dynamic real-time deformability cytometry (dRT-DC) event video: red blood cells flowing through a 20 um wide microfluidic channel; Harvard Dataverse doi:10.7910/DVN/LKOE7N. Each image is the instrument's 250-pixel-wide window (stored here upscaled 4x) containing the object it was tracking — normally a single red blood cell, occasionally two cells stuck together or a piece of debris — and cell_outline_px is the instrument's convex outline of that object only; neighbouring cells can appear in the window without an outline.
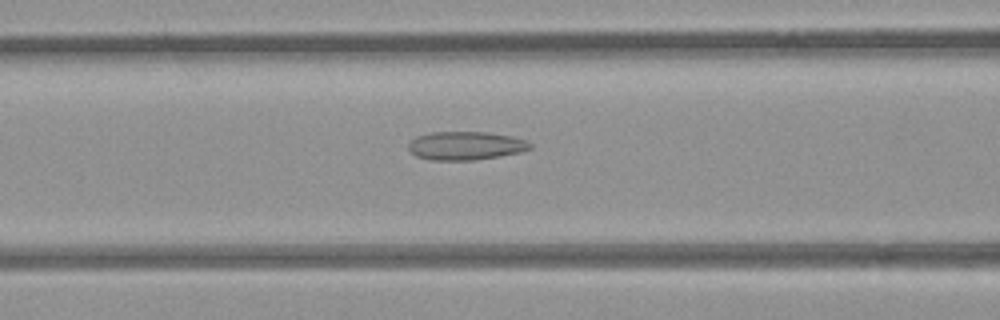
{"species": "common noctule bat (a hibernating species)", "species_latin": "Nyctalus noctula", "temperature_condition": "room temperature", "stored_images_in_passage": 28, "camera_frame_rate_fps": 3000, "um_per_image_px": 0.085, "animal": {"sex": "female", "body_mass_g": 21.9}, "frame": {"image": 1, "passage_image": 6, "time_ms": 1.667, "image_size_px": [1000, 320], "cell_outline_px": [[532, 148], [520, 152], [500, 156], [472, 160], [428, 160], [416, 156], [408, 148], [408, 144], [416, 136], [432, 132], [488, 132], [512, 136], [528, 140], [532, 144]], "centroid_in_image_um": [39.6, 12.38], "position_along_channel_um": 127.0, "area_um2": 20.29}}
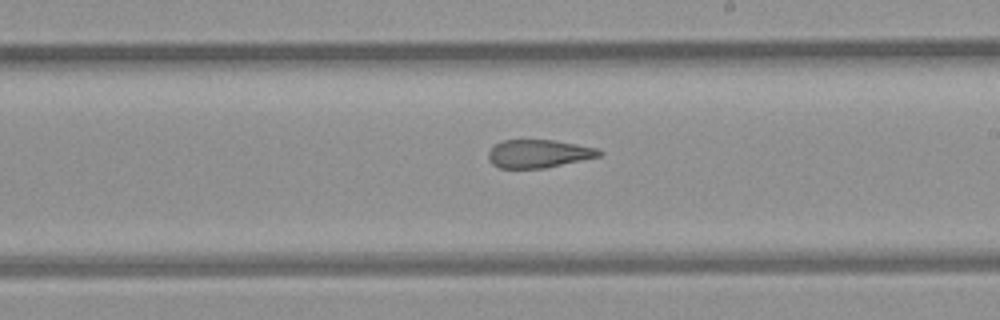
{"frame": {"image": 2, "passage_image": 15, "time_ms": 4.667, "image_size_px": [1000, 320], "cell_outline_px": [[604, 152], [600, 156], [544, 168], [500, 168], [492, 164], [488, 160], [488, 152], [496, 144], [504, 140], [556, 140], [600, 148]], "centroid_in_image_um": [45.81, 13.05], "position_along_channel_um": 243.2, "area_um2": 18.21}}
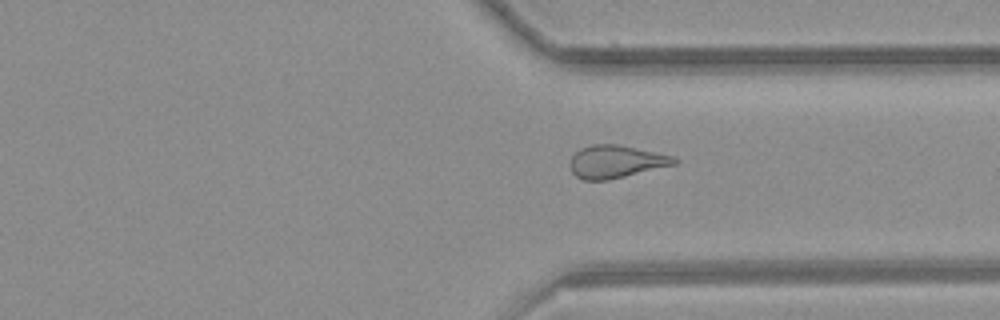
{"frame": {"image": 3, "passage_image": 24, "time_ms": 7.667, "image_size_px": [1000, 320], "cell_outline_px": [[680, 160], [676, 164], [608, 180], [584, 180], [576, 176], [572, 172], [568, 164], [572, 156], [580, 148], [592, 144], [616, 144], [672, 156]], "centroid_in_image_um": [52.31, 13.74], "position_along_channel_um": 359.1, "area_um2": 19.71}}